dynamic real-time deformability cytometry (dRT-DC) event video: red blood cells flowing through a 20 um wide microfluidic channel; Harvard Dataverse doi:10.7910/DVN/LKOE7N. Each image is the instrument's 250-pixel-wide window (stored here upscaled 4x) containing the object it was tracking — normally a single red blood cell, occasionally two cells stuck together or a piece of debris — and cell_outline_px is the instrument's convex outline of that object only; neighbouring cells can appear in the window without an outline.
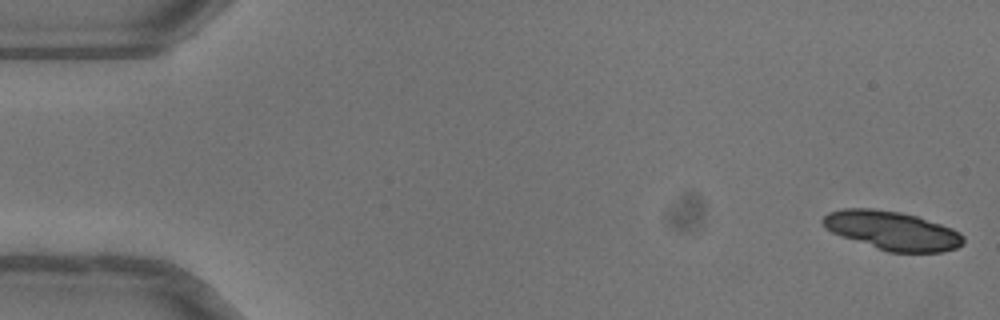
{"species": "common noctule bat (a hibernating species)", "species_latin": "Nyctalus noctula", "temperature_condition": "warm", "stored_images_in_passage": 52, "camera_frame_rate_fps": 3000, "um_per_image_px": 0.085, "animal": {"sex": "female"}, "frame": {"image": 1, "passage_image": 1, "time_ms": 0.0, "image_size_px": [1000, 320], "cell_outline_px": [[964, 244], [956, 248], [940, 252], [888, 252], [840, 236], [824, 228], [820, 220], [828, 212], [844, 208], [872, 208], [900, 212], [916, 216], [952, 228], [960, 232], [964, 236]], "centroid_in_image_um": [75.81, 19.59], "position_along_channel_um": 9.2, "area_um2": 31.85}}
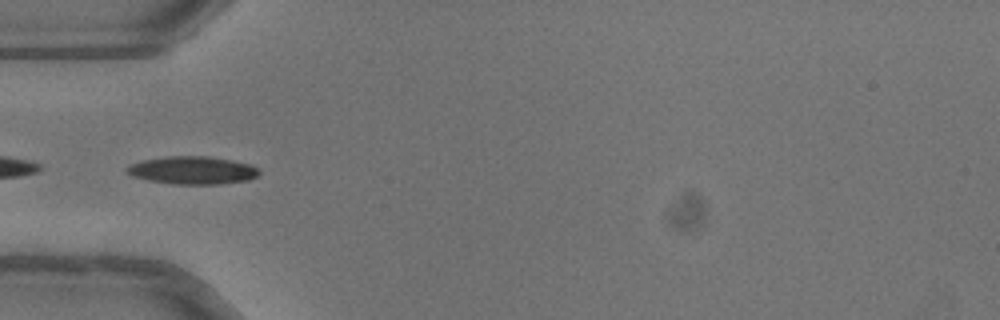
{"frame": {"image": 2, "passage_image": 17, "time_ms": 5.333, "image_size_px": [1000, 320], "cell_outline_px": [[260, 172], [256, 176], [248, 180], [220, 184], [172, 184], [148, 180], [132, 176], [124, 168], [132, 164], [144, 160], [164, 156], [208, 156], [248, 164], [256, 168]], "centroid_in_image_um": [16.33, 14.48], "position_along_channel_um": 68.7, "area_um2": 21.21}}
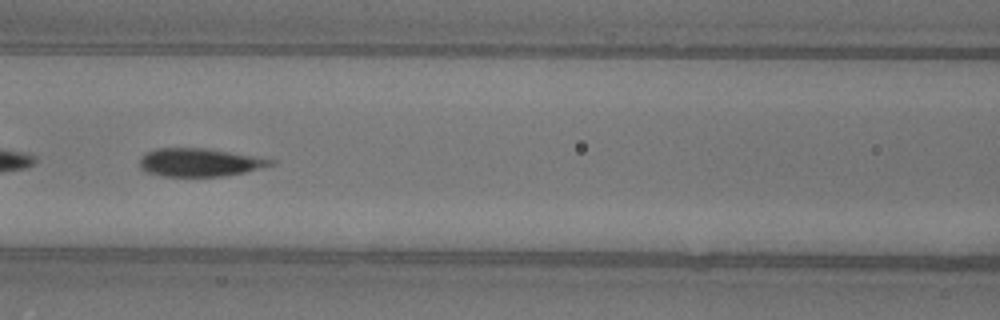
{"frame": {"image": 3, "passage_image": 23, "time_ms": 7.333, "image_size_px": [1000, 320], "cell_outline_px": [[276, 164], [244, 172], [224, 176], [164, 176], [148, 172], [140, 168], [140, 156], [156, 148], [204, 148], [256, 156], [276, 160]], "centroid_in_image_um": [16.98, 13.8], "position_along_channel_um": 149.6, "area_um2": 21.39}}